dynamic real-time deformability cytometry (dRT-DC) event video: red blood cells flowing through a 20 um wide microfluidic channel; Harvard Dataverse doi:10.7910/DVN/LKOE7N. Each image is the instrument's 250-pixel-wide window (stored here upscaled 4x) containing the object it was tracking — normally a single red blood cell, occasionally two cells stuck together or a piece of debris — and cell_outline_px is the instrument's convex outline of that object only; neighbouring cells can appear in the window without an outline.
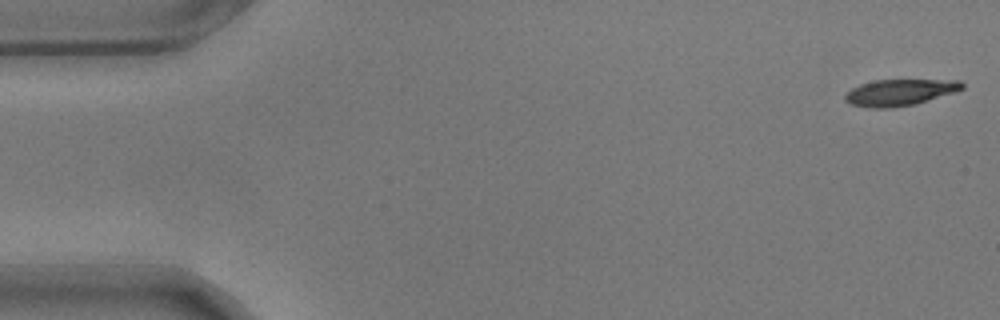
{"species": "common noctule bat (a hibernating species)", "species_latin": "Nyctalus noctula", "temperature_condition": "warm", "stored_images_in_passage": 18, "camera_frame_rate_fps": 3000, "um_per_image_px": 0.085, "animal": {"sex": "male", "body_mass_g": 17.9}, "frame": {"image": 1, "passage_image": 1, "time_ms": 0.0, "image_size_px": [1000, 320], "cell_outline_px": [[964, 88], [956, 92], [916, 104], [892, 108], [872, 108], [852, 104], [844, 100], [844, 96], [852, 88], [860, 84], [876, 80], [960, 80], [964, 84]], "centroid_in_image_um": [76.51, 7.86], "position_along_channel_um": 8.5, "area_um2": 18.03}}